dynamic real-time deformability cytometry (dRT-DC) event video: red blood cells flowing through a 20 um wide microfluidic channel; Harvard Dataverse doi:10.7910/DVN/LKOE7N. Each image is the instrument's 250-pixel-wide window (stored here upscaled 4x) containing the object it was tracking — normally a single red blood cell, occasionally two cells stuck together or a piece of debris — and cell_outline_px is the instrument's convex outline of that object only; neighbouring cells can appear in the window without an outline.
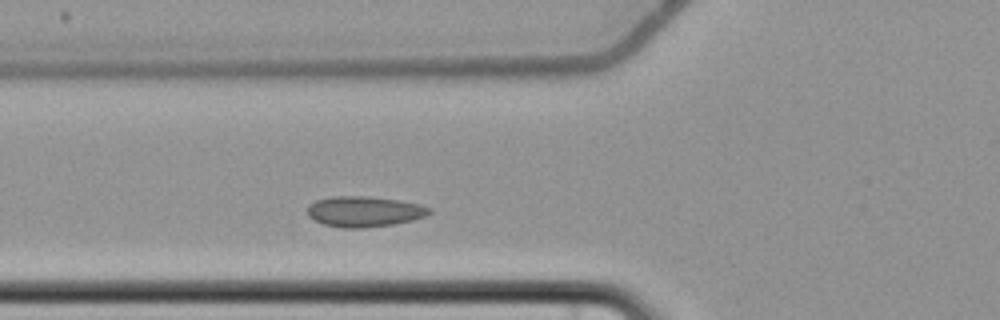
{"species": "common noctule bat (a hibernating species)", "species_latin": "Nyctalus noctula", "temperature_condition": "cold", "stored_images_in_passage": 3, "camera_frame_rate_fps": 3000, "um_per_image_px": 0.085, "animal": {"sex": "female", "body_mass_g": 22.7, "forearm_length_mm": 54.2}, "frame": {"image": 1, "passage_image": 3, "time_ms": 2.333, "image_size_px": [1000, 320], "cell_outline_px": [[432, 212], [424, 216], [412, 220], [396, 224], [364, 228], [344, 228], [324, 224], [308, 216], [308, 204], [316, 200], [332, 196], [364, 196], [400, 200], [420, 204], [432, 208]], "centroid_in_image_um": [30.98, 17.98], "position_along_channel_um": 94.8, "area_um2": 21.79}}